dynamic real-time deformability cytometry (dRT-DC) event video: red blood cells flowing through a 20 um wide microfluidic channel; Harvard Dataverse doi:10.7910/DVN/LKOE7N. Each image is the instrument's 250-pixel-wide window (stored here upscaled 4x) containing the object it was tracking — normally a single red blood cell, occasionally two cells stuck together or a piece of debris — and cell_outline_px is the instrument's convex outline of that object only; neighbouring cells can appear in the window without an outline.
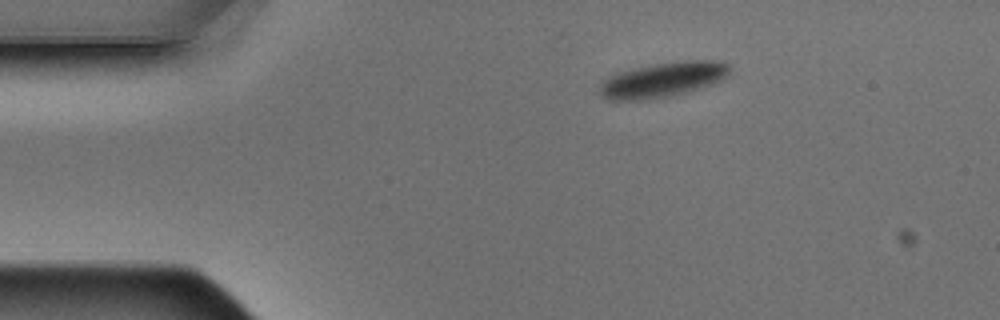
{"species": "Egyptian fruit bat (a non-hibernating species)", "species_latin": "Rousettus aegyptiacus", "temperature_condition": "warm", "stored_images_in_passage": 2, "camera_frame_rate_fps": 3000, "um_per_image_px": 0.085, "animal": {"sex": "male"}, "frame": {"image": 1, "passage_image": 1, "time_ms": 0.0, "image_size_px": [1000, 320], "cell_outline_px": [[732, 64], [728, 76], [712, 84], [688, 92], [648, 100], [608, 100], [600, 96], [596, 92], [600, 84], [608, 76], [616, 72], [656, 64], [688, 60], [716, 60]], "centroid_in_image_um": [56.32, 6.78], "position_along_channel_um": 28.7, "area_um2": 26.82}}